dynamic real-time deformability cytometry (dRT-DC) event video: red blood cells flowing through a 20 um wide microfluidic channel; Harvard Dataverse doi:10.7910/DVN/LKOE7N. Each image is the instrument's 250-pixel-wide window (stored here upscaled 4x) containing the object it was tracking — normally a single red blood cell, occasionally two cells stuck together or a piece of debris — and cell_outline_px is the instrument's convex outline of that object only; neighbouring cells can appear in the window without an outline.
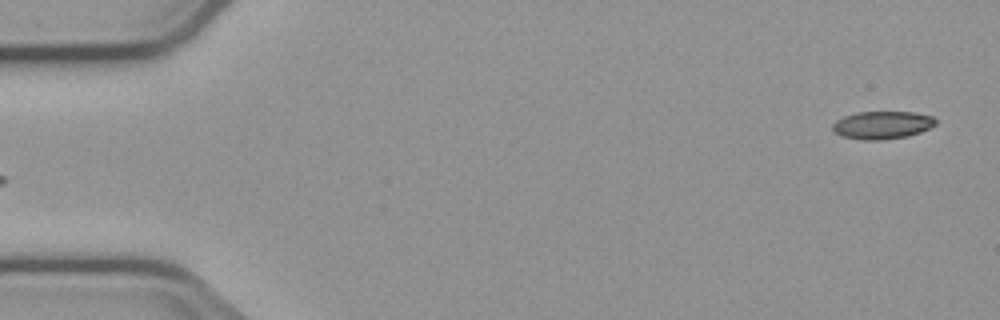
{"species": "common noctule bat (a hibernating species)", "species_latin": "Nyctalus noctula", "temperature_condition": "cold", "stored_images_in_passage": 6, "segment_of_instrument_passage": [2, 2], "camera_frame_rate_fps": 3000, "um_per_image_px": 0.085, "animal": {"sex": "male", "body_mass_g": 23.1, "forearm_length_mm": 52.7}, "frame": {"image": 1, "passage_image": 6, "time_ms": 5.667, "image_size_px": [1000, 320], "cell_outline_px": [[936, 124], [920, 132], [904, 136], [880, 140], [864, 140], [840, 136], [832, 128], [832, 124], [836, 120], [844, 116], [860, 112], [912, 112], [932, 116], [936, 120]], "centroid_in_image_um": [74.96, 10.62], "position_along_channel_um": 10.0, "area_um2": 16.47}}